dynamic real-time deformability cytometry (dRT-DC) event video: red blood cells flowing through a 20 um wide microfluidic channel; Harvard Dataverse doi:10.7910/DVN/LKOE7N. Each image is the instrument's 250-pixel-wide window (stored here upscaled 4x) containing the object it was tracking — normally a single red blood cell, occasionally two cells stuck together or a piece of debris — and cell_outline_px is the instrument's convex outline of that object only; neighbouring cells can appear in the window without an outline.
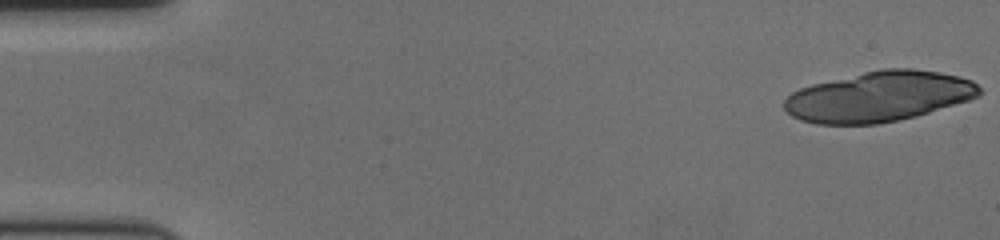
{"species": "human", "species_latin": "Homo sapiens", "temperature_condition": "cold", "stored_images_in_passage": 22, "camera_frame_rate_fps": 3000, "um_per_image_px": 0.085, "donor": {"sex": "female"}, "frame": {"image": 1, "passage_image": 1, "time_ms": 0.0, "image_size_px": [1000, 240], "cell_outline_px": [[980, 96], [968, 100], [916, 116], [876, 124], [816, 124], [800, 120], [792, 116], [784, 108], [784, 100], [792, 92], [800, 88], [812, 84], [880, 68], [912, 68], [940, 72], [960, 76], [972, 80], [980, 88]], "centroid_in_image_um": [74.71, 8.2], "position_along_channel_um": 10.3, "area_um2": 57.16}}